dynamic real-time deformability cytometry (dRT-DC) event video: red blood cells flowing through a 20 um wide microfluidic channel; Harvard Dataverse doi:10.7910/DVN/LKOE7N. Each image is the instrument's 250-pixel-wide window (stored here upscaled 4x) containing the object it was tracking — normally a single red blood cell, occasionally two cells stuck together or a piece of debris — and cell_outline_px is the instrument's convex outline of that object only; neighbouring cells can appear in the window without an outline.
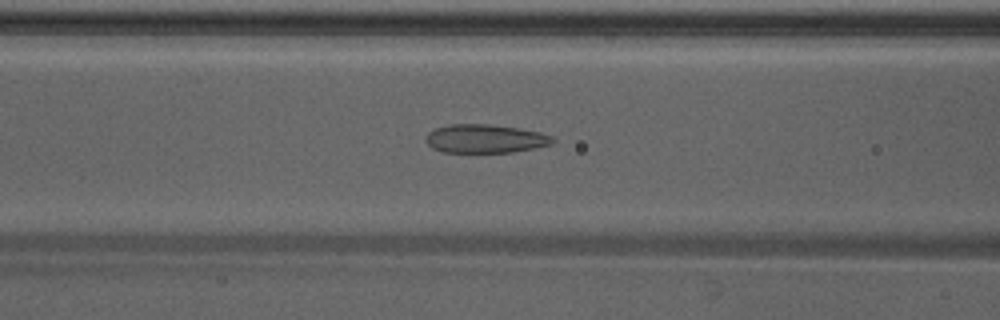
{"species": "Egyptian fruit bat (a non-hibernating species)", "species_latin": "Rousettus aegyptiacus", "temperature_condition": "warm", "stored_images_in_passage": 47, "camera_frame_rate_fps": 3000, "um_per_image_px": 0.085, "animal": {"sex": "male"}, "frame": {"image": 1, "passage_image": 19, "time_ms": 6.0, "image_size_px": [1000, 320], "cell_outline_px": [[556, 140], [552, 144], [512, 152], [444, 152], [432, 148], [424, 140], [428, 132], [436, 128], [448, 124], [488, 124], [516, 128], [540, 132], [552, 136]], "centroid_in_image_um": [41.21, 11.78], "position_along_channel_um": 125.4, "area_um2": 21.04}}
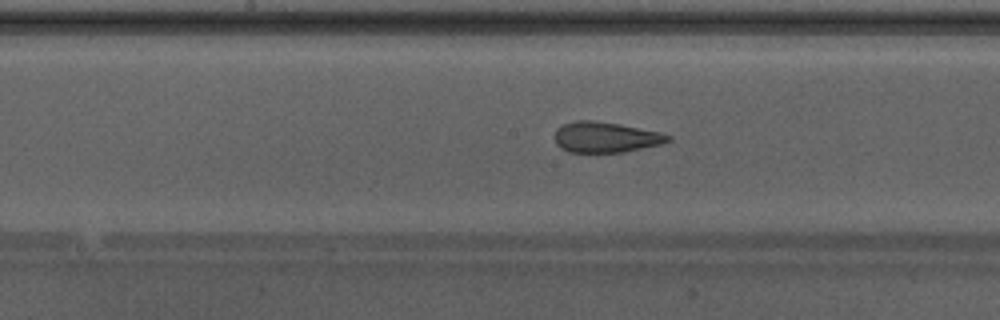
{"frame": {"image": 2, "passage_image": 24, "time_ms": 7.667, "image_size_px": [1000, 320], "cell_outline_px": [[672, 140], [664, 144], [624, 152], [568, 152], [560, 148], [556, 144], [552, 136], [556, 128], [564, 124], [576, 120], [592, 120], [620, 124], [660, 132], [672, 136]], "centroid_in_image_um": [51.47, 11.66], "position_along_channel_um": 196.7, "area_um2": 20.58}}
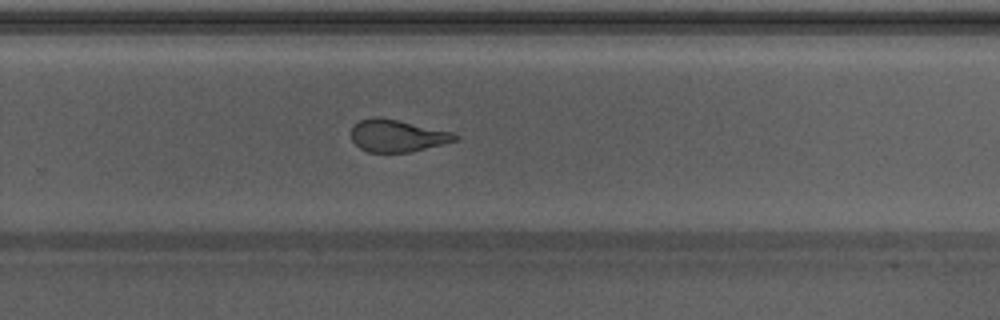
{"frame": {"image": 3, "passage_image": 31, "time_ms": 10.0, "image_size_px": [1000, 320], "cell_outline_px": [[460, 140], [408, 152], [368, 152], [360, 148], [352, 140], [352, 128], [360, 120], [372, 116], [380, 116], [452, 132], [460, 136]], "centroid_in_image_um": [33.78, 11.53], "position_along_channel_um": 296.0, "area_um2": 19.42}, "authors_computed_cell_mechanics": {"area_um2": 22.0796, "velocity_mm_per_s": 4.2816, "shape_relaxation_time_tau1_ms": null, "shape_relaxation_time_tau2_ms": 1.2883, "deformation_change_tau1": null, "deformation_change_tau2": 0.079}}